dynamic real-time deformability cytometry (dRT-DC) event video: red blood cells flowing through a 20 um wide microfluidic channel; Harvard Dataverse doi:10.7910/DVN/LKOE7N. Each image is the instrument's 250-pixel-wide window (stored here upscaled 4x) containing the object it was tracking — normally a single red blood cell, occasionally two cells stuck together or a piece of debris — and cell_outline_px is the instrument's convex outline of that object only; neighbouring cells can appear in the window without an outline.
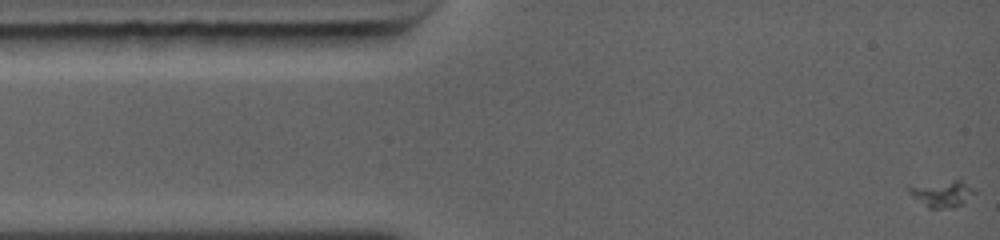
{"species": "common noctule bat (a hibernating species)", "species_latin": "Nyctalus noctula", "temperature_condition": "warm", "stored_images_in_passage": 62, "camera_frame_rate_fps": 5000, "um_per_image_px": 0.085, "animal": {"sex": "female", "body_mass_g": 19.0, "forearm_length_mm": 56.7}, "frame": {"image": 1, "passage_image": 1, "time_ms": 0.0, "image_size_px": [1000, 240], "cell_outline_px": [[976, 192], [964, 204], [952, 208], [928, 208], [908, 192], [908, 184], [960, 176]], "centroid_in_image_um": [80.08, 16.37], "position_along_channel_um": 4.9, "area_um2": 11.1}}
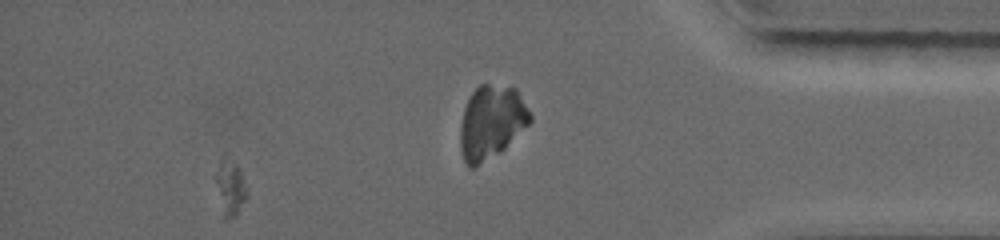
{"frame": {"image": 2, "passage_image": 57, "time_ms": 12.8, "image_size_px": [1000, 240], "cell_outline_px": [[248, 192], [236, 216], [228, 220], [224, 220], [216, 180], [216, 176], [220, 160], [224, 152], [228, 152], [240, 168]], "centroid_in_image_um": [19.59, 15.85], "position_along_channel_um": 415.6, "area_um2": 10.17}}